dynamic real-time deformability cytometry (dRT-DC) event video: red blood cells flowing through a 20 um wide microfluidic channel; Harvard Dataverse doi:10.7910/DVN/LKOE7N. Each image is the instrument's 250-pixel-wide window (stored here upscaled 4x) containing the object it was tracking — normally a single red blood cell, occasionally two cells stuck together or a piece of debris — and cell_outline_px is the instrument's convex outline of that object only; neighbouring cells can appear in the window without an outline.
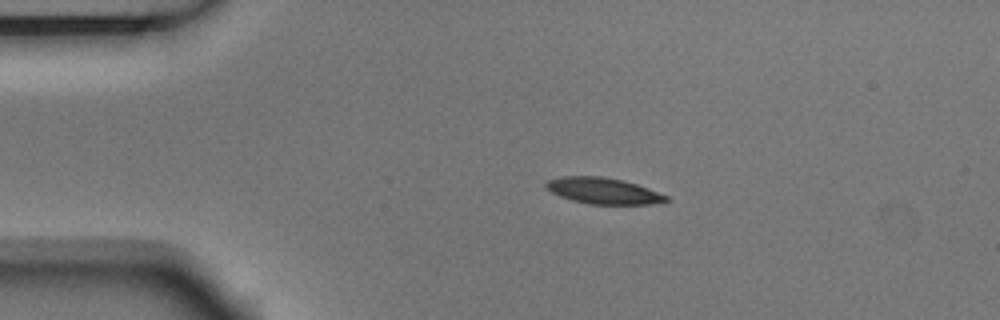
{"species": "Egyptian fruit bat (a non-hibernating species)", "species_latin": "Rousettus aegyptiacus", "temperature_condition": "room temperature", "stored_images_in_passage": 4, "camera_frame_rate_fps": 3000, "um_per_image_px": 0.085, "animal": {"sex": "male"}, "frame": {"image": 1, "passage_image": 3, "time_ms": 0.667, "image_size_px": [1000, 320], "cell_outline_px": [[668, 200], [652, 204], [588, 204], [572, 200], [560, 196], [544, 188], [544, 184], [548, 180], [564, 176], [600, 176], [624, 180], [648, 188], [668, 196]], "centroid_in_image_um": [51.25, 16.21], "position_along_channel_um": 33.8, "area_um2": 18.26}}